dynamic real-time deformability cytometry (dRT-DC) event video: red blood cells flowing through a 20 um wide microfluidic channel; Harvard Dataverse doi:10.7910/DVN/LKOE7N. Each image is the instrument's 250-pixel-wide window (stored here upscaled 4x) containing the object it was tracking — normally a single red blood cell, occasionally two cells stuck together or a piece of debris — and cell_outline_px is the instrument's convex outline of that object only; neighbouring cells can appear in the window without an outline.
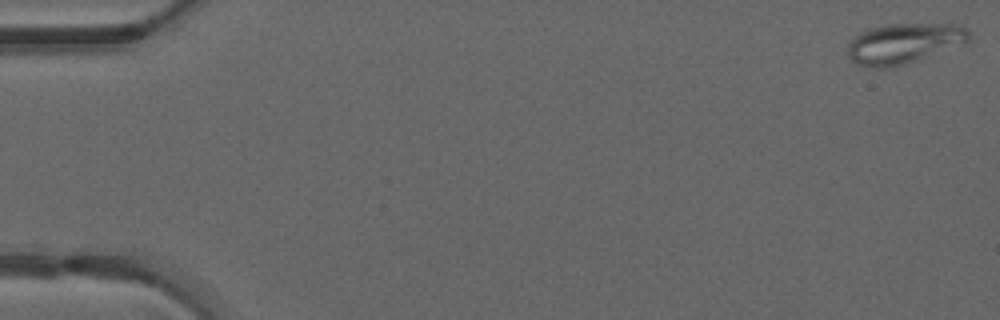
{"species": "common noctule bat (a hibernating species)", "species_latin": "Nyctalus noctula", "temperature_condition": "warm", "stored_images_in_passage": 49, "camera_frame_rate_fps": 3000, "um_per_image_px": 0.085, "animal": {"sex": "male", "forearm_length_mm": 52.5}, "frame": {"image": 1, "passage_image": 1, "time_ms": 0.0, "image_size_px": [1000, 320], "cell_outline_px": [[972, 40], [968, 44], [904, 64], [884, 68], [876, 68], [856, 64], [848, 56], [848, 40], [860, 32], [868, 28], [888, 24], [956, 24], [968, 28], [972, 36]], "centroid_in_image_um": [76.89, 3.68], "position_along_channel_um": 8.1, "area_um2": 29.07}}
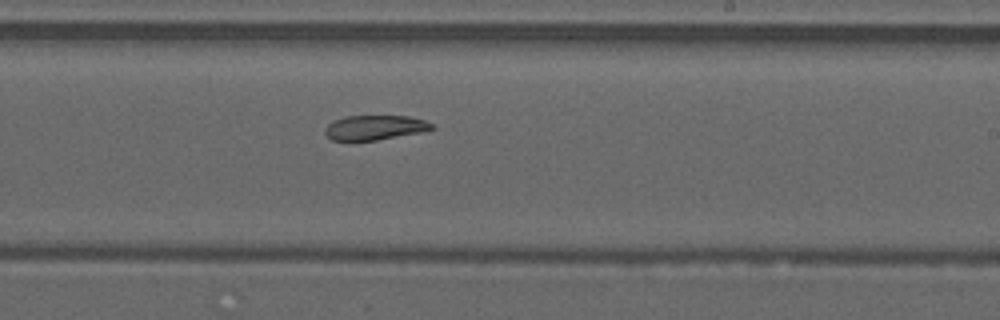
{"frame": {"image": 2, "passage_image": 30, "time_ms": 9.667, "image_size_px": [1000, 320], "cell_outline_px": [[436, 128], [424, 132], [376, 140], [332, 140], [324, 132], [324, 128], [332, 120], [344, 116], [408, 116], [424, 120], [432, 124]], "centroid_in_image_um": [31.86, 10.84], "position_along_channel_um": 257.1, "area_um2": 15.43}}
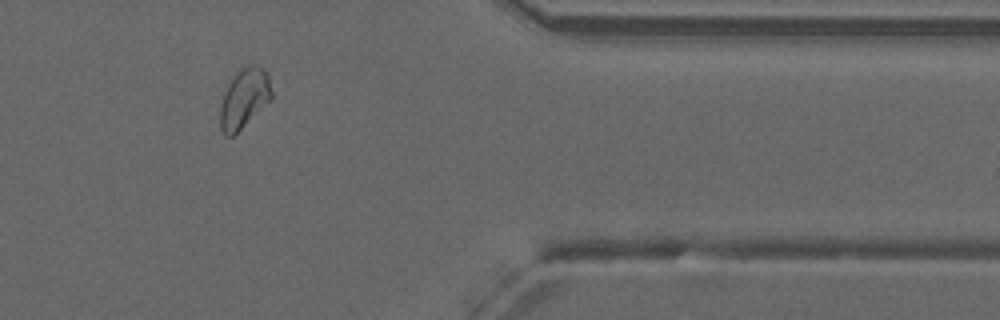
{"frame": {"image": 3, "passage_image": 41, "time_ms": 13.333, "image_size_px": [1000, 320], "cell_outline_px": [[272, 100], [232, 136], [224, 136], [220, 128], [220, 104], [224, 92], [228, 84], [236, 72], [248, 64], [260, 64], [264, 68], [268, 76], [272, 92]], "centroid_in_image_um": [20.76, 8.34], "position_along_channel_um": 390.6, "area_um2": 18.03}}